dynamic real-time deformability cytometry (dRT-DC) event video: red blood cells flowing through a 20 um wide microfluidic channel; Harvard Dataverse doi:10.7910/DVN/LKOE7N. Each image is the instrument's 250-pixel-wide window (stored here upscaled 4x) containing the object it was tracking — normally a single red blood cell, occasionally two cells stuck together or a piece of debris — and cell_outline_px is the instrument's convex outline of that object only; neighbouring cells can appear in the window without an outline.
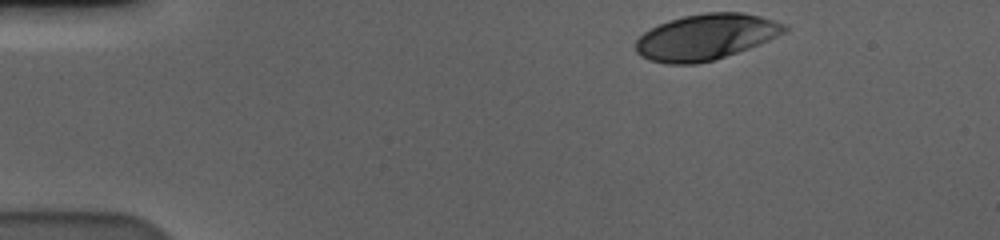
{"species": "human", "species_latin": "Homo sapiens", "temperature_condition": "cold", "stored_images_in_passage": 9, "segment_of_instrument_passage": [1, 2], "camera_frame_rate_fps": 3000, "um_per_image_px": 0.085, "donor": {"sex": "male"}, "frame": {"image": 1, "passage_image": 1, "time_ms": 0.0, "image_size_px": [1000, 240], "cell_outline_px": [[788, 32], [748, 48], [712, 60], [696, 64], [668, 64], [648, 60], [640, 56], [636, 52], [636, 40], [644, 32], [660, 24], [684, 16], [704, 12], [744, 12], [760, 16], [788, 24]], "centroid_in_image_um": [60.02, 3.14], "position_along_channel_um": 25.0, "area_um2": 39.65}}